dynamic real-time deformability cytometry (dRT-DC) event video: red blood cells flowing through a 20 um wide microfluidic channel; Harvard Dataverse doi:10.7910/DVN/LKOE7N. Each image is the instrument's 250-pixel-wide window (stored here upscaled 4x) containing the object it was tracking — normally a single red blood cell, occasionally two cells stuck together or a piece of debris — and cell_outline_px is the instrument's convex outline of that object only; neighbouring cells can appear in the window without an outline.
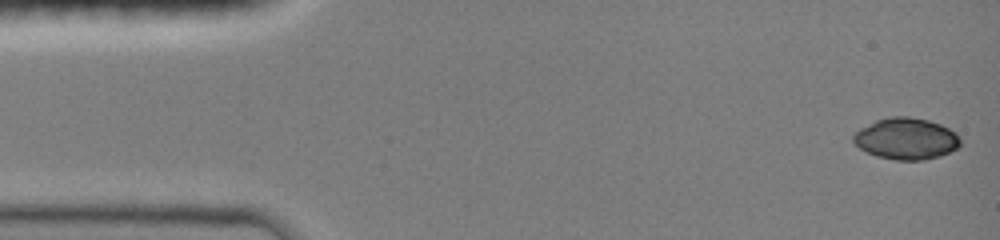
{"species": "common noctule bat (a hibernating species)", "species_latin": "Nyctalus noctula", "temperature_condition": "room temperature", "stored_images_in_passage": 11, "camera_frame_rate_fps": 3000, "um_per_image_px": 0.085, "animal": {"sex": "female", "body_mass_g": 19.0, "forearm_length_mm": 51.5}, "frame": {"image": 1, "passage_image": 1, "time_ms": 0.0, "image_size_px": [1000, 240], "cell_outline_px": [[960, 144], [956, 148], [940, 156], [924, 160], [896, 160], [876, 156], [860, 148], [852, 140], [852, 136], [860, 128], [876, 120], [888, 116], [908, 116], [928, 120], [940, 124], [956, 132], [960, 136]], "centroid_in_image_um": [77.02, 11.78], "position_along_channel_um": 8.0, "area_um2": 25.89}}
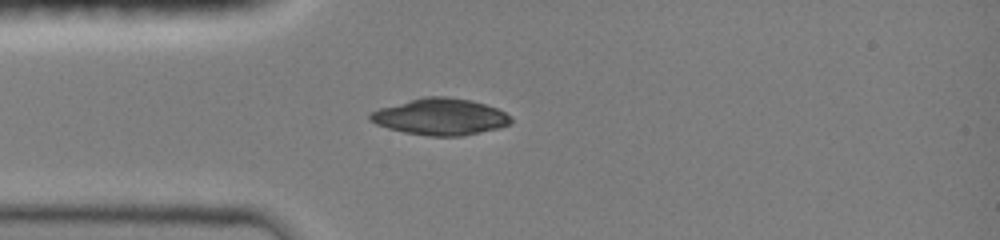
{"frame": {"image": 2, "passage_image": 7, "time_ms": 2.0, "image_size_px": [1000, 240], "cell_outline_px": [[512, 124], [500, 128], [460, 136], [428, 136], [404, 132], [388, 128], [376, 124], [368, 120], [368, 116], [372, 112], [380, 108], [424, 96], [448, 96], [472, 100], [496, 108], [512, 116]], "centroid_in_image_um": [37.45, 9.92], "position_along_channel_um": 47.5, "area_um2": 30.06}}
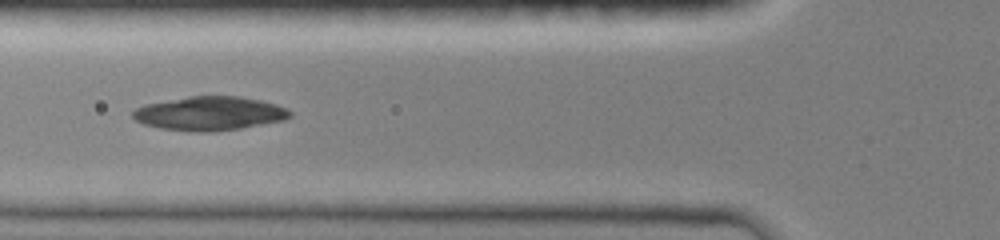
{"frame": {"image": 3, "passage_image": 10, "time_ms": 3.0, "image_size_px": [1000, 240], "cell_outline_px": [[292, 116], [284, 120], [240, 128], [212, 132], [192, 132], [160, 128], [144, 124], [136, 120], [132, 116], [132, 112], [136, 108], [144, 104], [188, 96], [240, 96], [260, 100], [276, 104], [288, 108], [292, 112]], "centroid_in_image_um": [17.82, 9.64], "position_along_channel_um": 108.0, "area_um2": 31.21}}